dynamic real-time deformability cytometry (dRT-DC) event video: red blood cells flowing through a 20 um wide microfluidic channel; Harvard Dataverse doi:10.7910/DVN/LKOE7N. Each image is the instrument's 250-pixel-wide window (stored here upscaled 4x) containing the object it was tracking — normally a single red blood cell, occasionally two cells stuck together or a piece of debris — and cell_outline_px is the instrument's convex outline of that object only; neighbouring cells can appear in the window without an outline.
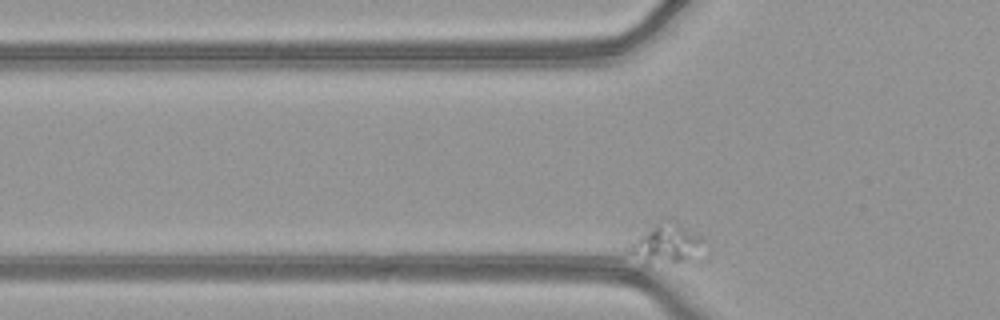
{"species": "common noctule bat (a hibernating species)", "species_latin": "Nyctalus noctula", "temperature_condition": "warm", "stored_images_in_passage": 40, "camera_frame_rate_fps": 3000, "um_per_image_px": 0.085, "animal": {"sex": "female", "body_mass_g": 21.9}, "frame": {"image": 1, "passage_image": 8, "time_ms": 2.333, "image_size_px": [1000, 320], "cell_outline_px": [[700, 244], [688, 260], [648, 264], [644, 264], [628, 252], [632, 244], [648, 232], [668, 220], [700, 236]], "centroid_in_image_um": [56.57, 20.79], "position_along_channel_um": 69.2, "area_um2": 14.97}}
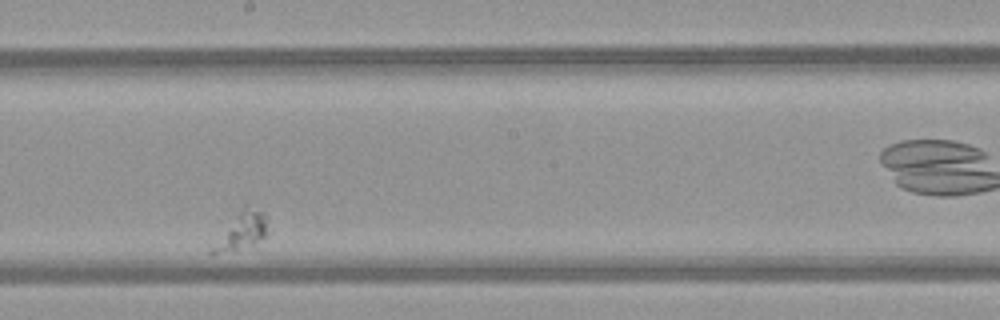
{"frame": {"image": 2, "passage_image": 25, "time_ms": 8.0, "image_size_px": [1000, 320], "cell_outline_px": [[268, 216], [264, 236], [252, 244], [208, 256], [208, 252], [244, 204], [264, 212]], "centroid_in_image_um": [20.54, 19.6], "position_along_channel_um": 227.7, "area_um2": 11.27}}
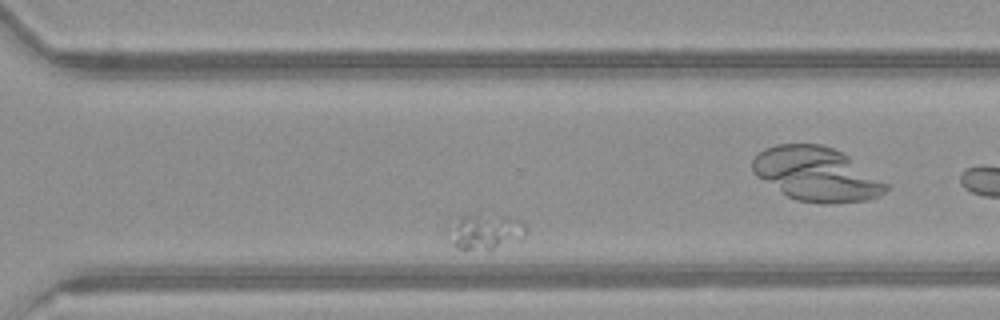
{"frame": {"image": 3, "passage_image": 35, "time_ms": 11.333, "image_size_px": [1000, 320], "cell_outline_px": [[528, 232], [524, 236], [492, 248], [456, 248], [452, 244], [448, 228], [460, 216], [476, 212], [500, 216], [516, 220], [524, 224], [528, 228]], "centroid_in_image_um": [41.21, 19.63], "position_along_channel_um": 329.4, "area_um2": 15.49}}